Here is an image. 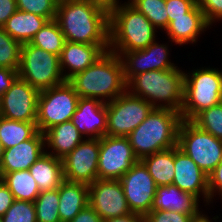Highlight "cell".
Masks as SVG:
<instances>
[{"mask_svg": "<svg viewBox=\"0 0 222 222\" xmlns=\"http://www.w3.org/2000/svg\"><path fill=\"white\" fill-rule=\"evenodd\" d=\"M55 21L65 41L109 45V14L84 0H59Z\"/></svg>", "mask_w": 222, "mask_h": 222, "instance_id": "6da1fadb", "label": "cell"}, {"mask_svg": "<svg viewBox=\"0 0 222 222\" xmlns=\"http://www.w3.org/2000/svg\"><path fill=\"white\" fill-rule=\"evenodd\" d=\"M68 82L80 98L98 99L104 103L127 91L122 60L110 51L84 71L75 74Z\"/></svg>", "mask_w": 222, "mask_h": 222, "instance_id": "7a4b0ae2", "label": "cell"}, {"mask_svg": "<svg viewBox=\"0 0 222 222\" xmlns=\"http://www.w3.org/2000/svg\"><path fill=\"white\" fill-rule=\"evenodd\" d=\"M181 113L168 108H154L128 136L136 157L142 160L162 150L178 146Z\"/></svg>", "mask_w": 222, "mask_h": 222, "instance_id": "3957f363", "label": "cell"}, {"mask_svg": "<svg viewBox=\"0 0 222 222\" xmlns=\"http://www.w3.org/2000/svg\"><path fill=\"white\" fill-rule=\"evenodd\" d=\"M184 82L185 72L178 66L169 70H151L133 76L127 82V91L133 96L143 98L154 108L181 112Z\"/></svg>", "mask_w": 222, "mask_h": 222, "instance_id": "277c9868", "label": "cell"}, {"mask_svg": "<svg viewBox=\"0 0 222 222\" xmlns=\"http://www.w3.org/2000/svg\"><path fill=\"white\" fill-rule=\"evenodd\" d=\"M158 32L147 17L129 2L120 4L109 14V51L124 52L146 48Z\"/></svg>", "mask_w": 222, "mask_h": 222, "instance_id": "5b68a950", "label": "cell"}, {"mask_svg": "<svg viewBox=\"0 0 222 222\" xmlns=\"http://www.w3.org/2000/svg\"><path fill=\"white\" fill-rule=\"evenodd\" d=\"M222 101V71L213 68L194 69L185 73L183 120L192 121L200 112Z\"/></svg>", "mask_w": 222, "mask_h": 222, "instance_id": "8992f818", "label": "cell"}, {"mask_svg": "<svg viewBox=\"0 0 222 222\" xmlns=\"http://www.w3.org/2000/svg\"><path fill=\"white\" fill-rule=\"evenodd\" d=\"M18 76L39 91L60 85L64 79L60 58L30 43L22 44Z\"/></svg>", "mask_w": 222, "mask_h": 222, "instance_id": "52a82bcc", "label": "cell"}, {"mask_svg": "<svg viewBox=\"0 0 222 222\" xmlns=\"http://www.w3.org/2000/svg\"><path fill=\"white\" fill-rule=\"evenodd\" d=\"M178 147L207 175L222 161V140L183 120L178 132Z\"/></svg>", "mask_w": 222, "mask_h": 222, "instance_id": "ba28073f", "label": "cell"}, {"mask_svg": "<svg viewBox=\"0 0 222 222\" xmlns=\"http://www.w3.org/2000/svg\"><path fill=\"white\" fill-rule=\"evenodd\" d=\"M79 98L68 81L40 91L37 106V130L44 133L51 127L70 121L77 109Z\"/></svg>", "mask_w": 222, "mask_h": 222, "instance_id": "9c48e42d", "label": "cell"}, {"mask_svg": "<svg viewBox=\"0 0 222 222\" xmlns=\"http://www.w3.org/2000/svg\"><path fill=\"white\" fill-rule=\"evenodd\" d=\"M106 135L127 137L151 113L154 107L128 91L106 103Z\"/></svg>", "mask_w": 222, "mask_h": 222, "instance_id": "30bf717a", "label": "cell"}, {"mask_svg": "<svg viewBox=\"0 0 222 222\" xmlns=\"http://www.w3.org/2000/svg\"><path fill=\"white\" fill-rule=\"evenodd\" d=\"M138 161L127 137L105 135L100 139L98 179L119 180Z\"/></svg>", "mask_w": 222, "mask_h": 222, "instance_id": "8fae6325", "label": "cell"}, {"mask_svg": "<svg viewBox=\"0 0 222 222\" xmlns=\"http://www.w3.org/2000/svg\"><path fill=\"white\" fill-rule=\"evenodd\" d=\"M119 181L131 212L145 217L151 211L157 188L147 167L139 160Z\"/></svg>", "mask_w": 222, "mask_h": 222, "instance_id": "7c38bea8", "label": "cell"}, {"mask_svg": "<svg viewBox=\"0 0 222 222\" xmlns=\"http://www.w3.org/2000/svg\"><path fill=\"white\" fill-rule=\"evenodd\" d=\"M100 139L87 138L62 159L64 180L92 184L98 179Z\"/></svg>", "mask_w": 222, "mask_h": 222, "instance_id": "4fadbf2b", "label": "cell"}, {"mask_svg": "<svg viewBox=\"0 0 222 222\" xmlns=\"http://www.w3.org/2000/svg\"><path fill=\"white\" fill-rule=\"evenodd\" d=\"M40 91L19 76L0 98V116L3 118L36 122Z\"/></svg>", "mask_w": 222, "mask_h": 222, "instance_id": "5bb4252c", "label": "cell"}, {"mask_svg": "<svg viewBox=\"0 0 222 222\" xmlns=\"http://www.w3.org/2000/svg\"><path fill=\"white\" fill-rule=\"evenodd\" d=\"M89 204L103 220L132 213L119 180L96 179L89 185Z\"/></svg>", "mask_w": 222, "mask_h": 222, "instance_id": "9a60e30c", "label": "cell"}, {"mask_svg": "<svg viewBox=\"0 0 222 222\" xmlns=\"http://www.w3.org/2000/svg\"><path fill=\"white\" fill-rule=\"evenodd\" d=\"M166 44H158L156 41L146 48L124 52L120 58L124 68V78L128 82L133 76L151 70H169L176 68L174 63L169 61V49Z\"/></svg>", "mask_w": 222, "mask_h": 222, "instance_id": "2e32d148", "label": "cell"}, {"mask_svg": "<svg viewBox=\"0 0 222 222\" xmlns=\"http://www.w3.org/2000/svg\"><path fill=\"white\" fill-rule=\"evenodd\" d=\"M44 133L37 131L30 139L1 150L0 177L14 171L28 170L45 153Z\"/></svg>", "mask_w": 222, "mask_h": 222, "instance_id": "e0dca14e", "label": "cell"}, {"mask_svg": "<svg viewBox=\"0 0 222 222\" xmlns=\"http://www.w3.org/2000/svg\"><path fill=\"white\" fill-rule=\"evenodd\" d=\"M174 165L173 185L198 198L203 195L207 205L213 203L209 198L208 176L178 146L175 147Z\"/></svg>", "mask_w": 222, "mask_h": 222, "instance_id": "ac0fdd59", "label": "cell"}, {"mask_svg": "<svg viewBox=\"0 0 222 222\" xmlns=\"http://www.w3.org/2000/svg\"><path fill=\"white\" fill-rule=\"evenodd\" d=\"M79 133L88 138L101 139L107 131L106 103L92 98H79L70 120Z\"/></svg>", "mask_w": 222, "mask_h": 222, "instance_id": "d6986e66", "label": "cell"}, {"mask_svg": "<svg viewBox=\"0 0 222 222\" xmlns=\"http://www.w3.org/2000/svg\"><path fill=\"white\" fill-rule=\"evenodd\" d=\"M107 51H109V45H91L65 41L59 57L64 79L68 81L75 74L84 71ZM65 69L69 71L65 72Z\"/></svg>", "mask_w": 222, "mask_h": 222, "instance_id": "ffe728a7", "label": "cell"}, {"mask_svg": "<svg viewBox=\"0 0 222 222\" xmlns=\"http://www.w3.org/2000/svg\"><path fill=\"white\" fill-rule=\"evenodd\" d=\"M199 202L198 197L191 193L181 191L173 184L158 186L151 210H172L190 214L196 219H200L204 214L199 211Z\"/></svg>", "mask_w": 222, "mask_h": 222, "instance_id": "44dd1931", "label": "cell"}, {"mask_svg": "<svg viewBox=\"0 0 222 222\" xmlns=\"http://www.w3.org/2000/svg\"><path fill=\"white\" fill-rule=\"evenodd\" d=\"M209 27L202 10L196 4L184 16L174 17V20L165 29V33L175 44H193L197 42L199 35Z\"/></svg>", "mask_w": 222, "mask_h": 222, "instance_id": "7402d4cb", "label": "cell"}, {"mask_svg": "<svg viewBox=\"0 0 222 222\" xmlns=\"http://www.w3.org/2000/svg\"><path fill=\"white\" fill-rule=\"evenodd\" d=\"M44 137L45 146L52 149L45 152L61 160L85 139L71 121L51 127L44 132Z\"/></svg>", "mask_w": 222, "mask_h": 222, "instance_id": "603a6c76", "label": "cell"}, {"mask_svg": "<svg viewBox=\"0 0 222 222\" xmlns=\"http://www.w3.org/2000/svg\"><path fill=\"white\" fill-rule=\"evenodd\" d=\"M59 190V217L61 222L71 221L89 204V185L64 180Z\"/></svg>", "mask_w": 222, "mask_h": 222, "instance_id": "cb8c5ba5", "label": "cell"}, {"mask_svg": "<svg viewBox=\"0 0 222 222\" xmlns=\"http://www.w3.org/2000/svg\"><path fill=\"white\" fill-rule=\"evenodd\" d=\"M28 170L40 192L57 189L64 181L62 160L46 152Z\"/></svg>", "mask_w": 222, "mask_h": 222, "instance_id": "d4e9b609", "label": "cell"}, {"mask_svg": "<svg viewBox=\"0 0 222 222\" xmlns=\"http://www.w3.org/2000/svg\"><path fill=\"white\" fill-rule=\"evenodd\" d=\"M48 21L47 18L17 9L2 28L20 44H26Z\"/></svg>", "mask_w": 222, "mask_h": 222, "instance_id": "484cf974", "label": "cell"}, {"mask_svg": "<svg viewBox=\"0 0 222 222\" xmlns=\"http://www.w3.org/2000/svg\"><path fill=\"white\" fill-rule=\"evenodd\" d=\"M175 147L144 157L141 161L147 167L156 186L173 184L175 174Z\"/></svg>", "mask_w": 222, "mask_h": 222, "instance_id": "4316f807", "label": "cell"}, {"mask_svg": "<svg viewBox=\"0 0 222 222\" xmlns=\"http://www.w3.org/2000/svg\"><path fill=\"white\" fill-rule=\"evenodd\" d=\"M37 131L36 122H22L0 116V150L17 146Z\"/></svg>", "mask_w": 222, "mask_h": 222, "instance_id": "83f0119b", "label": "cell"}, {"mask_svg": "<svg viewBox=\"0 0 222 222\" xmlns=\"http://www.w3.org/2000/svg\"><path fill=\"white\" fill-rule=\"evenodd\" d=\"M1 180L8 186L15 200L34 202L40 193L29 170L6 173Z\"/></svg>", "mask_w": 222, "mask_h": 222, "instance_id": "f1b7e54d", "label": "cell"}, {"mask_svg": "<svg viewBox=\"0 0 222 222\" xmlns=\"http://www.w3.org/2000/svg\"><path fill=\"white\" fill-rule=\"evenodd\" d=\"M38 48L60 57L65 38L55 20L48 21L29 42Z\"/></svg>", "mask_w": 222, "mask_h": 222, "instance_id": "f546056e", "label": "cell"}, {"mask_svg": "<svg viewBox=\"0 0 222 222\" xmlns=\"http://www.w3.org/2000/svg\"><path fill=\"white\" fill-rule=\"evenodd\" d=\"M140 13H143L156 29H165L169 25L166 0H128Z\"/></svg>", "mask_w": 222, "mask_h": 222, "instance_id": "4dcf8cb0", "label": "cell"}, {"mask_svg": "<svg viewBox=\"0 0 222 222\" xmlns=\"http://www.w3.org/2000/svg\"><path fill=\"white\" fill-rule=\"evenodd\" d=\"M59 190L40 192L34 201L37 222H61L59 217Z\"/></svg>", "mask_w": 222, "mask_h": 222, "instance_id": "1f68e13d", "label": "cell"}, {"mask_svg": "<svg viewBox=\"0 0 222 222\" xmlns=\"http://www.w3.org/2000/svg\"><path fill=\"white\" fill-rule=\"evenodd\" d=\"M22 44L0 27V68L16 69L20 65Z\"/></svg>", "mask_w": 222, "mask_h": 222, "instance_id": "d6a6232c", "label": "cell"}, {"mask_svg": "<svg viewBox=\"0 0 222 222\" xmlns=\"http://www.w3.org/2000/svg\"><path fill=\"white\" fill-rule=\"evenodd\" d=\"M192 122L200 129L222 140V101L200 112Z\"/></svg>", "mask_w": 222, "mask_h": 222, "instance_id": "836d02e7", "label": "cell"}, {"mask_svg": "<svg viewBox=\"0 0 222 222\" xmlns=\"http://www.w3.org/2000/svg\"><path fill=\"white\" fill-rule=\"evenodd\" d=\"M1 222H37L34 202L14 200Z\"/></svg>", "mask_w": 222, "mask_h": 222, "instance_id": "e575fe53", "label": "cell"}, {"mask_svg": "<svg viewBox=\"0 0 222 222\" xmlns=\"http://www.w3.org/2000/svg\"><path fill=\"white\" fill-rule=\"evenodd\" d=\"M59 0H16L18 10L55 20Z\"/></svg>", "mask_w": 222, "mask_h": 222, "instance_id": "d590c367", "label": "cell"}, {"mask_svg": "<svg viewBox=\"0 0 222 222\" xmlns=\"http://www.w3.org/2000/svg\"><path fill=\"white\" fill-rule=\"evenodd\" d=\"M196 218L190 214L172 210H151L145 217L144 222H195Z\"/></svg>", "mask_w": 222, "mask_h": 222, "instance_id": "8d00e7d4", "label": "cell"}, {"mask_svg": "<svg viewBox=\"0 0 222 222\" xmlns=\"http://www.w3.org/2000/svg\"><path fill=\"white\" fill-rule=\"evenodd\" d=\"M197 4L210 27L222 20V0H197Z\"/></svg>", "mask_w": 222, "mask_h": 222, "instance_id": "74e56055", "label": "cell"}, {"mask_svg": "<svg viewBox=\"0 0 222 222\" xmlns=\"http://www.w3.org/2000/svg\"><path fill=\"white\" fill-rule=\"evenodd\" d=\"M197 0H166L167 15L169 17V23L174 20V17L184 16L195 5Z\"/></svg>", "mask_w": 222, "mask_h": 222, "instance_id": "f35d334b", "label": "cell"}, {"mask_svg": "<svg viewBox=\"0 0 222 222\" xmlns=\"http://www.w3.org/2000/svg\"><path fill=\"white\" fill-rule=\"evenodd\" d=\"M209 198L211 201L214 196L222 194V161L208 176Z\"/></svg>", "mask_w": 222, "mask_h": 222, "instance_id": "ab89813d", "label": "cell"}, {"mask_svg": "<svg viewBox=\"0 0 222 222\" xmlns=\"http://www.w3.org/2000/svg\"><path fill=\"white\" fill-rule=\"evenodd\" d=\"M18 77L16 69L0 68V98Z\"/></svg>", "mask_w": 222, "mask_h": 222, "instance_id": "60d3db41", "label": "cell"}, {"mask_svg": "<svg viewBox=\"0 0 222 222\" xmlns=\"http://www.w3.org/2000/svg\"><path fill=\"white\" fill-rule=\"evenodd\" d=\"M14 200L8 186L0 179V218L11 207Z\"/></svg>", "mask_w": 222, "mask_h": 222, "instance_id": "b9f144b4", "label": "cell"}, {"mask_svg": "<svg viewBox=\"0 0 222 222\" xmlns=\"http://www.w3.org/2000/svg\"><path fill=\"white\" fill-rule=\"evenodd\" d=\"M69 222H103V219L88 204Z\"/></svg>", "mask_w": 222, "mask_h": 222, "instance_id": "7bdbcfd3", "label": "cell"}, {"mask_svg": "<svg viewBox=\"0 0 222 222\" xmlns=\"http://www.w3.org/2000/svg\"><path fill=\"white\" fill-rule=\"evenodd\" d=\"M16 10V0H0V27L6 23Z\"/></svg>", "mask_w": 222, "mask_h": 222, "instance_id": "ee69618b", "label": "cell"}, {"mask_svg": "<svg viewBox=\"0 0 222 222\" xmlns=\"http://www.w3.org/2000/svg\"><path fill=\"white\" fill-rule=\"evenodd\" d=\"M90 4L96 5L99 8L105 10L108 14L114 11L120 4L119 0H84Z\"/></svg>", "mask_w": 222, "mask_h": 222, "instance_id": "f6af8a7d", "label": "cell"}, {"mask_svg": "<svg viewBox=\"0 0 222 222\" xmlns=\"http://www.w3.org/2000/svg\"><path fill=\"white\" fill-rule=\"evenodd\" d=\"M103 222H144V217L136 213H130L128 215L106 219L103 220Z\"/></svg>", "mask_w": 222, "mask_h": 222, "instance_id": "bcb514c9", "label": "cell"}, {"mask_svg": "<svg viewBox=\"0 0 222 222\" xmlns=\"http://www.w3.org/2000/svg\"><path fill=\"white\" fill-rule=\"evenodd\" d=\"M195 222H211V220L204 214L200 219H196Z\"/></svg>", "mask_w": 222, "mask_h": 222, "instance_id": "7dc6e473", "label": "cell"}]
</instances>
